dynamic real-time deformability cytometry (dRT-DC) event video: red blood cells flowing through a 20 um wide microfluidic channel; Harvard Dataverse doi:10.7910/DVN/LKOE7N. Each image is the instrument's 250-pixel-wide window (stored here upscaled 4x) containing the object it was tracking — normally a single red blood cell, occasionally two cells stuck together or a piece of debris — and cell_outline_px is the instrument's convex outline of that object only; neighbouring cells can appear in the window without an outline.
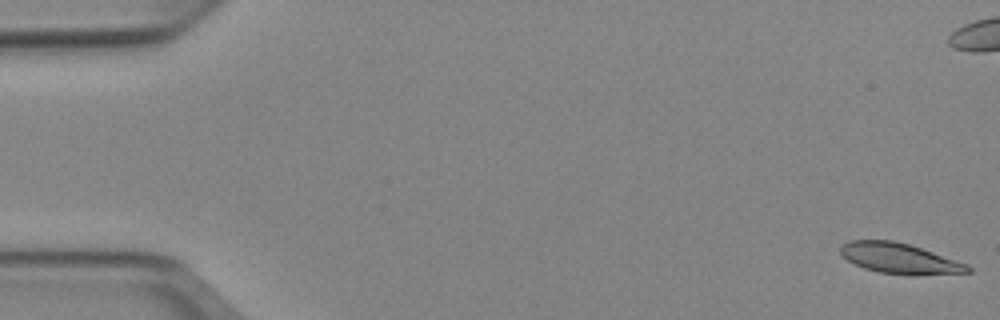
{"species": "Egyptian fruit bat (a non-hibernating species)", "species_latin": "Rousettus aegyptiacus", "temperature_condition": "cold", "stored_images_in_passage": 9, "camera_frame_rate_fps": 3000, "um_per_image_px": 0.085, "animal": {"sex": "female"}, "frame": {"image": 1, "passage_image": 1, "time_ms": 0.0, "image_size_px": [1000, 320], "cell_outline_px": [[972, 272], [912, 276], [880, 272], [864, 268], [848, 260], [840, 252], [840, 248], [848, 240], [892, 240], [908, 244], [968, 264], [972, 268]], "centroid_in_image_um": [76.49, 21.98], "position_along_channel_um": 8.5, "area_um2": 22.48}}